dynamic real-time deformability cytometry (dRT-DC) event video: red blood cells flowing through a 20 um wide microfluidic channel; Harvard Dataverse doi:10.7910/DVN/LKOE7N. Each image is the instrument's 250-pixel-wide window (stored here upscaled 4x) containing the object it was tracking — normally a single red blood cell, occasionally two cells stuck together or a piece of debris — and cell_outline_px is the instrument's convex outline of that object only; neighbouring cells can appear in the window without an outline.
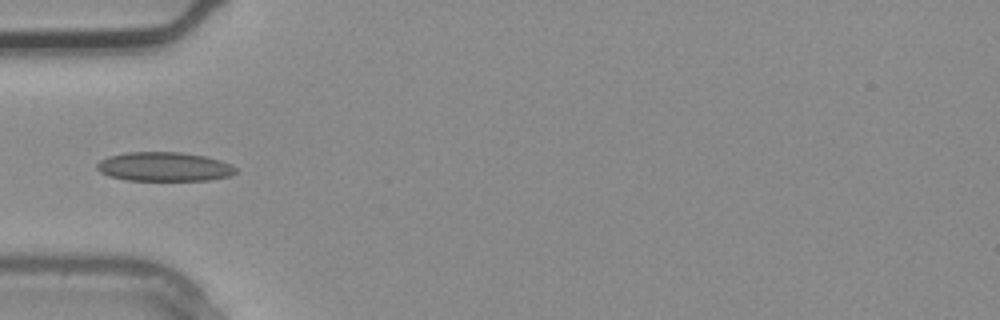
{"species": "common noctule bat (a hibernating species)", "species_latin": "Nyctalus noctula", "temperature_condition": "warm", "stored_images_in_passage": 3, "camera_frame_rate_fps": 3000, "um_per_image_px": 0.085, "animal": {"sex": "male", "body_mass_g": 20.4}, "frame": {"image": 1, "passage_image": 3, "time_ms": 0.667, "image_size_px": [1000, 320], "cell_outline_px": [[236, 172], [228, 176], [208, 180], [128, 180], [108, 176], [100, 172], [96, 168], [96, 164], [100, 160], [108, 156], [128, 152], [180, 152], [204, 156], [220, 160], [232, 164], [236, 168]], "centroid_in_image_um": [13.93, 14.16], "position_along_channel_um": 71.1, "area_um2": 23.52}}